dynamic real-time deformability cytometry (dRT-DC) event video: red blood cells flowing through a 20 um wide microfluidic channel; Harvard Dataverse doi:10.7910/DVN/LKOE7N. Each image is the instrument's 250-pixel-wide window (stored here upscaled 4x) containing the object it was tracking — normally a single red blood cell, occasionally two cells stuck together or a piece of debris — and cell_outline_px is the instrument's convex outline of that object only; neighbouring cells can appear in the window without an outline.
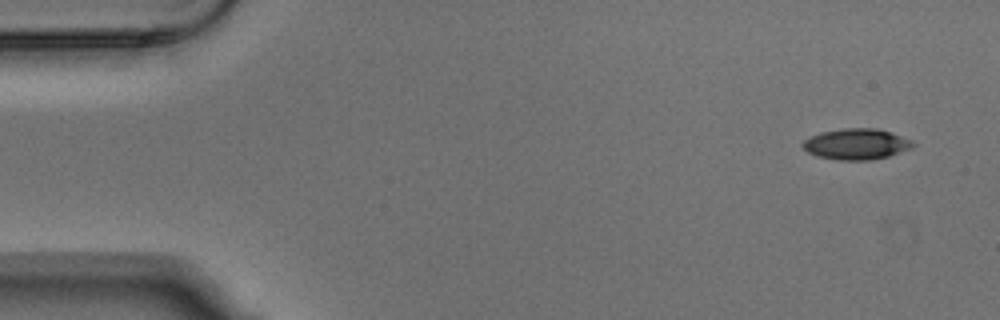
{"species": "Egyptian fruit bat (a non-hibernating species)", "species_latin": "Rousettus aegyptiacus", "temperature_condition": "warm", "stored_images_in_passage": 5, "camera_frame_rate_fps": 3000, "um_per_image_px": 0.085, "animal": {"sex": "male"}, "frame": {"image": 1, "passage_image": 1, "time_ms": 0.0, "image_size_px": [1000, 320], "cell_outline_px": [[916, 144], [912, 148], [888, 156], [872, 160], [836, 160], [816, 156], [808, 152], [800, 144], [808, 136], [820, 132], [844, 128], [876, 128], [892, 132], [912, 140]], "centroid_in_image_um": [72.78, 12.24], "position_along_channel_um": 12.2, "area_um2": 20.11}}
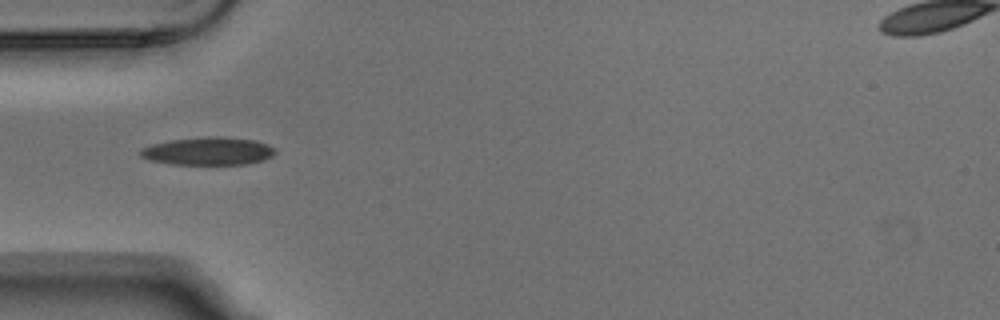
{"frame": {"image": 2, "passage_image": 5, "time_ms": 1.333, "image_size_px": [1000, 320], "cell_outline_px": [[276, 152], [272, 156], [264, 160], [248, 164], [172, 164], [152, 160], [140, 156], [140, 148], [152, 144], [168, 140], [208, 136], [220, 136], [256, 140], [268, 144], [276, 148]], "centroid_in_image_um": [17.73, 12.83], "position_along_channel_um": 67.3, "area_um2": 22.08}}